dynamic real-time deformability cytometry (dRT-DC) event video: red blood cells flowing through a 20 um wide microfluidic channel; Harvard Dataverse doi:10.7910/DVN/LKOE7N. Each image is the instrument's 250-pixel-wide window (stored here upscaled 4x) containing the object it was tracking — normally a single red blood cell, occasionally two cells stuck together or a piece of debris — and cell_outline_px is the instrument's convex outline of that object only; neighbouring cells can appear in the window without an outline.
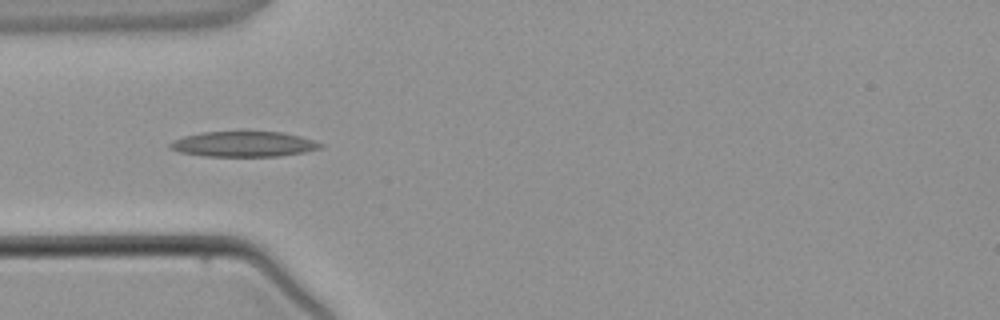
{"species": "common noctule bat (a hibernating species)", "species_latin": "Nyctalus noctula", "temperature_condition": "warm", "stored_images_in_passage": 3, "camera_frame_rate_fps": 3000, "um_per_image_px": 0.085, "animal": {"sex": "male", "body_mass_g": 21.5, "forearm_length_mm": 52.0}, "frame": {"image": 1, "passage_image": 3, "time_ms": 2.333, "image_size_px": [1000, 320], "cell_outline_px": [[324, 144], [320, 148], [304, 152], [280, 156], [204, 156], [180, 152], [168, 148], [168, 144], [172, 140], [184, 136], [204, 132], [280, 132], [300, 136]], "centroid_in_image_um": [20.67, 12.25], "position_along_channel_um": 64.3, "area_um2": 22.08}}